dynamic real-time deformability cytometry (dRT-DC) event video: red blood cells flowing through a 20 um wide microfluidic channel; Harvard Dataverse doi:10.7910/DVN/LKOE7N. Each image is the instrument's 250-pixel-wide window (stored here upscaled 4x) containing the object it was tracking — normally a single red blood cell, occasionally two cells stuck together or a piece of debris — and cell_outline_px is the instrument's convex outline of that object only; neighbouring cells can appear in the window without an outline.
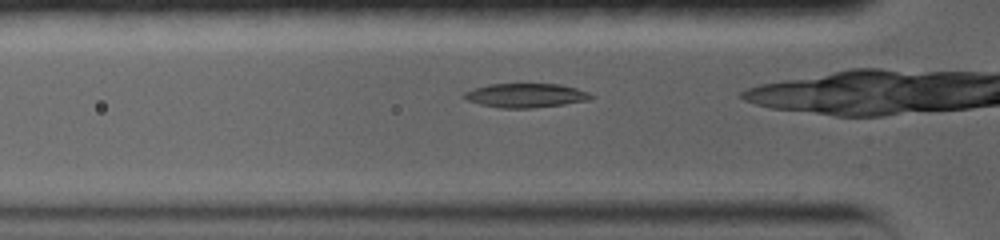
{"species": "common noctule bat (a hibernating species)", "species_latin": "Nyctalus noctula", "temperature_condition": "warm", "stored_images_in_passage": 7, "camera_frame_rate_fps": 5000, "um_per_image_px": 0.085, "animal": {"sex": "female", "body_mass_g": 19.0, "forearm_length_mm": 56.7}, "frame": {"image": 1, "passage_image": 3, "time_ms": 0.8, "image_size_px": [1000, 240], "cell_outline_px": [[592, 96], [580, 100], [560, 104], [528, 108], [508, 108], [484, 104], [468, 100], [464, 96], [468, 92], [476, 88], [488, 84], [556, 84], [576, 88]], "centroid_in_image_um": [44.63, 8.09], "position_along_channel_um": 81.2, "area_um2": 16.65}}